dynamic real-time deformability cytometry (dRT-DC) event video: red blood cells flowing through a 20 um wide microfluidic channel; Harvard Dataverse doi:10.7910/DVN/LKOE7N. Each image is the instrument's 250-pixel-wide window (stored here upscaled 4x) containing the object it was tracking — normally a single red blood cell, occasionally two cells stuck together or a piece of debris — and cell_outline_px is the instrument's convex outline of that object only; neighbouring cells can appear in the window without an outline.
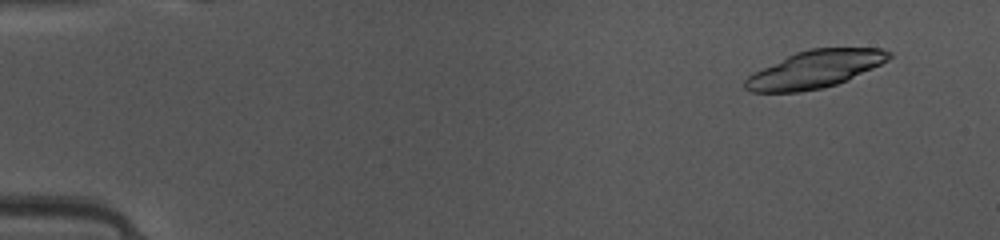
{"species": "common noctule bat (a hibernating species)", "species_latin": "Nyctalus noctula", "temperature_condition": "warm", "stored_images_in_passage": 45, "camera_frame_rate_fps": 3000, "um_per_image_px": 0.085, "animal": {"sex": "female", "body_mass_g": 10.0, "forearm_length_mm": 53.1}, "frame": {"image": 1, "passage_image": 4, "time_ms": 1.0, "image_size_px": [1000, 240], "cell_outline_px": [[892, 56], [888, 60], [872, 68], [836, 84], [824, 88], [800, 92], [752, 92], [744, 88], [744, 80], [748, 76], [796, 52], [808, 48], [880, 48], [892, 52]], "centroid_in_image_um": [69.28, 5.89], "position_along_channel_um": 15.7, "area_um2": 30.92}}